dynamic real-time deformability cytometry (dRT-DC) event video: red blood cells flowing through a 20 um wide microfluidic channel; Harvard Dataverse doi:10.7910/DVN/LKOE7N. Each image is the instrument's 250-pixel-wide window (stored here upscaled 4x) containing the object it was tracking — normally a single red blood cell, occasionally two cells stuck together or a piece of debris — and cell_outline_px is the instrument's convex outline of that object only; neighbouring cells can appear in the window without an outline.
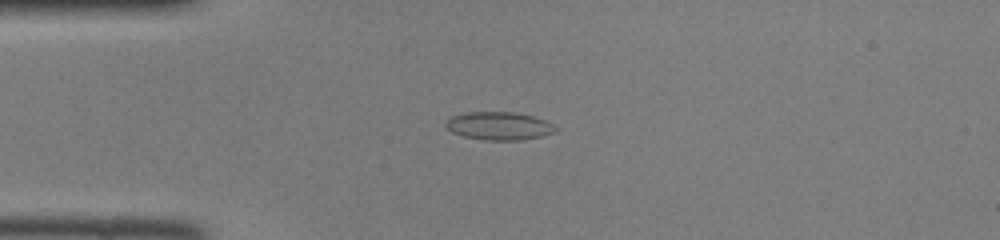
{"species": "common noctule bat (a hibernating species)", "species_latin": "Nyctalus noctula", "temperature_condition": "room temperature", "stored_images_in_passage": 38, "camera_frame_rate_fps": 3000, "um_per_image_px": 0.085, "animal": {"sex": "female", "body_mass_g": 22.0, "forearm_length_mm": 56.7}, "frame": {"image": 1, "passage_image": 3, "time_ms": 0.667, "image_size_px": [1000, 240], "cell_outline_px": [[560, 128], [556, 132], [540, 136], [520, 140], [488, 140], [464, 136], [452, 132], [444, 124], [444, 120], [448, 116], [468, 112], [512, 112], [532, 116], [544, 120]], "centroid_in_image_um": [42.39, 10.69], "position_along_channel_um": 42.6, "area_um2": 17.98}}
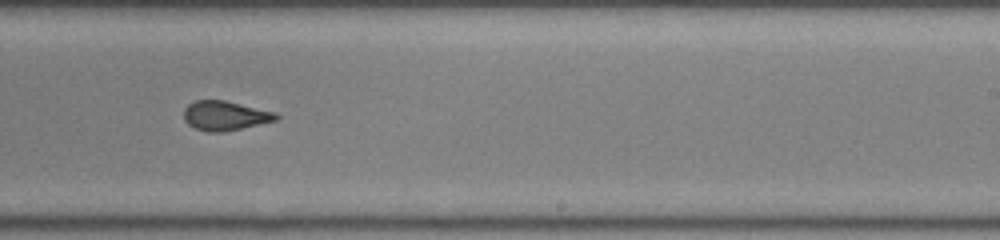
{"frame": {"image": 2, "passage_image": 20, "time_ms": 6.333, "image_size_px": [1000, 240], "cell_outline_px": [[280, 116], [276, 120], [224, 132], [208, 132], [196, 128], [188, 124], [184, 120], [184, 108], [188, 104], [196, 100], [224, 100], [276, 112]], "centroid_in_image_um": [19.12, 9.83], "position_along_channel_um": 269.9, "area_um2": 15.78}}
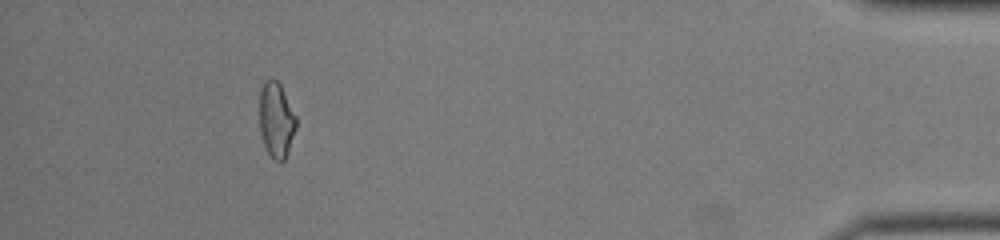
{"frame": {"image": 3, "passage_image": 34, "time_ms": 11.0, "image_size_px": [1000, 240], "cell_outline_px": [[296, 128], [288, 152], [284, 160], [280, 164], [272, 160], [264, 144], [260, 132], [260, 88], [264, 80], [272, 76], [280, 84], [296, 116]], "centroid_in_image_um": [23.47, 10.2], "position_along_channel_um": 411.7, "area_um2": 16.3}}